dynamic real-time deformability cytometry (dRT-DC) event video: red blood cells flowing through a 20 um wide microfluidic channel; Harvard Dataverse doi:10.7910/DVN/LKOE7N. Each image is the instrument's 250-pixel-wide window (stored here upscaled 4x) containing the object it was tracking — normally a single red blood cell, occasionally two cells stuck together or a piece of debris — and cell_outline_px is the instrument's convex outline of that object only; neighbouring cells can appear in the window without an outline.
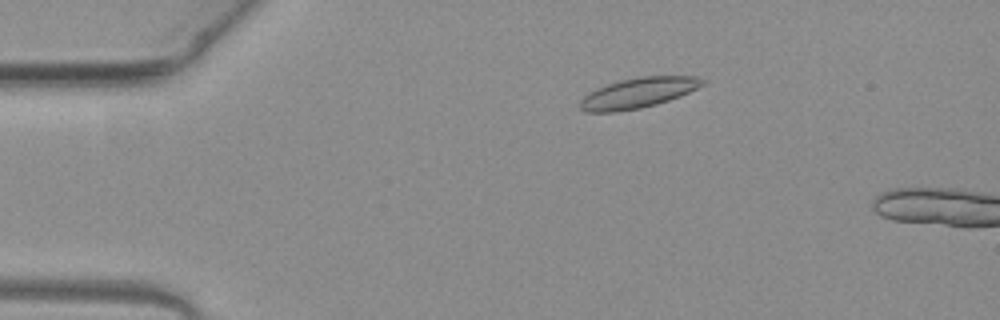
{"species": "common noctule bat (a hibernating species)", "species_latin": "Nyctalus noctula", "temperature_condition": "warm", "stored_images_in_passage": 6, "camera_frame_rate_fps": 3000, "um_per_image_px": 0.085, "animal": {"sex": "female", "body_mass_g": 19.3, "forearm_length_mm": 54.1}, "frame": {"image": 1, "passage_image": 3, "time_ms": 0.667, "image_size_px": [1000, 320], "cell_outline_px": [[704, 84], [680, 96], [656, 104], [640, 108], [616, 112], [584, 112], [580, 108], [580, 100], [584, 96], [596, 88], [620, 80], [640, 76], [696, 76], [704, 80]], "centroid_in_image_um": [54.21, 7.9], "position_along_channel_um": 30.8, "area_um2": 21.44}}